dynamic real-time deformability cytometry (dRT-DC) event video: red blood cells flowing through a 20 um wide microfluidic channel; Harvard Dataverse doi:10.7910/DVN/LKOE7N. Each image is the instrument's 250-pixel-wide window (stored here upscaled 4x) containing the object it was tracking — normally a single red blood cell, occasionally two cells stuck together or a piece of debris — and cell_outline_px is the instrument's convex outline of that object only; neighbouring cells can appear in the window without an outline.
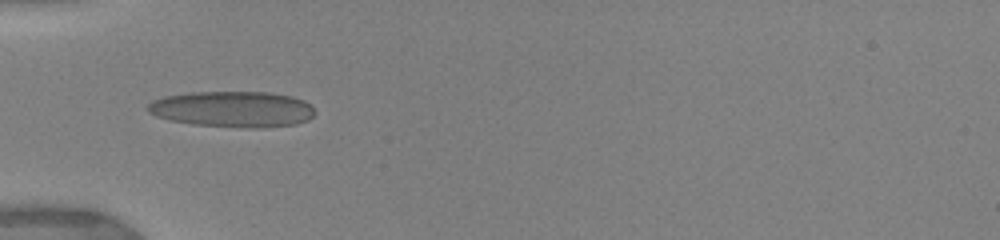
{"species": "human", "species_latin": "Homo sapiens", "temperature_condition": "warm", "stored_images_in_passage": 5, "camera_frame_rate_fps": 3000, "um_per_image_px": 0.085, "donor": {"sex": "female"}, "frame": {"image": 1, "passage_image": 1, "time_ms": 0.0, "image_size_px": [1000, 240], "cell_outline_px": [[316, 112], [308, 120], [296, 124], [256, 128], [248, 128], [192, 124], [172, 120], [156, 116], [148, 112], [144, 108], [152, 100], [164, 96], [192, 92], [268, 92], [292, 96], [304, 100], [312, 104]], "centroid_in_image_um": [19.78, 9.27], "position_along_channel_um": 65.2, "area_um2": 35.26}}